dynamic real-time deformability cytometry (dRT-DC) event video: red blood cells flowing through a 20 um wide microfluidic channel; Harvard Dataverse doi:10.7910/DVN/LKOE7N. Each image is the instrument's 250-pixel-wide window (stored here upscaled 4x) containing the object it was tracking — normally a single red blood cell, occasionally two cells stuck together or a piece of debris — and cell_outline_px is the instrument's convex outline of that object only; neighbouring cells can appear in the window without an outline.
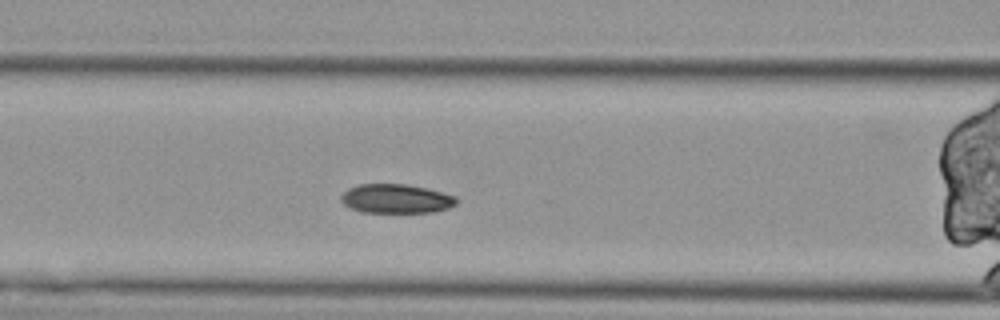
{"species": "Egyptian fruit bat (a non-hibernating species)", "species_latin": "Rousettus aegyptiacus", "temperature_condition": "cold", "stored_images_in_passage": 49, "segment_of_instrument_passage": [2, 2], "camera_frame_rate_fps": 3000, "um_per_image_px": 0.085, "animal": {"sex": "female"}, "frame": {"image": 1, "passage_image": 14, "time_ms": 4.333, "image_size_px": [1000, 320], "cell_outline_px": [[456, 204], [448, 208], [432, 212], [360, 212], [344, 204], [340, 200], [340, 196], [348, 188], [360, 184], [408, 184], [428, 188], [456, 196]], "centroid_in_image_um": [33.66, 16.88], "position_along_channel_um": 132.9, "area_um2": 19.59}}
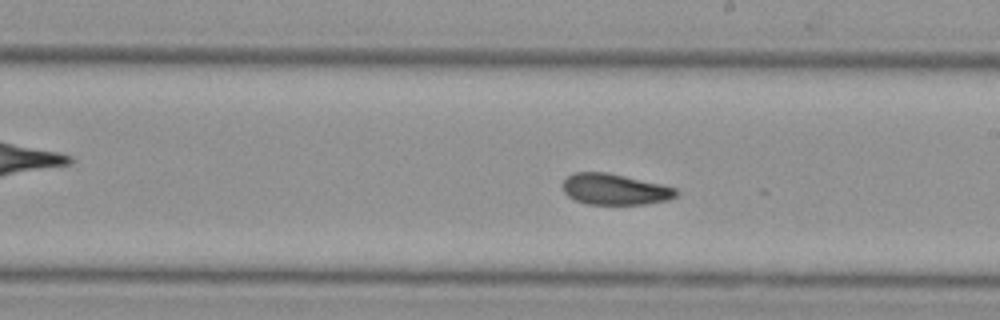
{"frame": {"image": 2, "passage_image": 23, "time_ms": 7.333, "image_size_px": [1000, 320], "cell_outline_px": [[680, 192], [676, 196], [668, 200], [644, 204], [588, 204], [576, 200], [568, 196], [564, 192], [564, 180], [568, 176], [576, 172], [608, 172], [660, 184], [676, 188]], "centroid_in_image_um": [52.28, 16.09], "position_along_channel_um": 236.7, "area_um2": 20.35}}
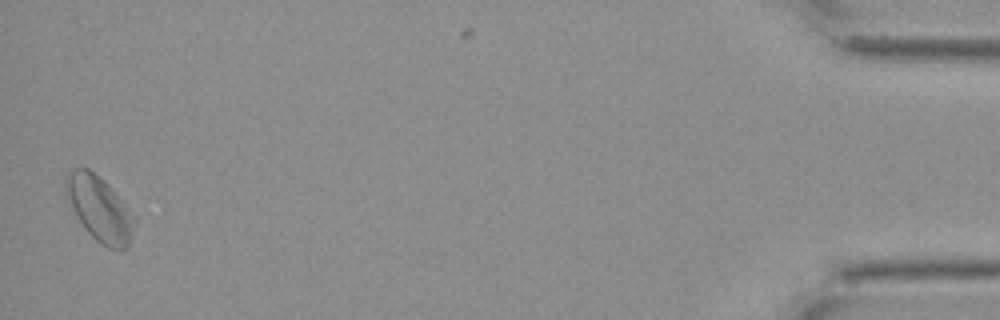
{"frame": {"image": 3, "passage_image": 47, "time_ms": 15.333, "image_size_px": [1000, 320], "cell_outline_px": [[136, 224], [128, 244], [120, 252], [116, 252], [100, 244], [88, 232], [80, 220], [68, 196], [64, 184], [72, 168], [88, 168], [104, 180], [112, 188]], "centroid_in_image_um": [8.47, 17.77], "position_along_channel_um": 426.7, "area_um2": 24.97}}